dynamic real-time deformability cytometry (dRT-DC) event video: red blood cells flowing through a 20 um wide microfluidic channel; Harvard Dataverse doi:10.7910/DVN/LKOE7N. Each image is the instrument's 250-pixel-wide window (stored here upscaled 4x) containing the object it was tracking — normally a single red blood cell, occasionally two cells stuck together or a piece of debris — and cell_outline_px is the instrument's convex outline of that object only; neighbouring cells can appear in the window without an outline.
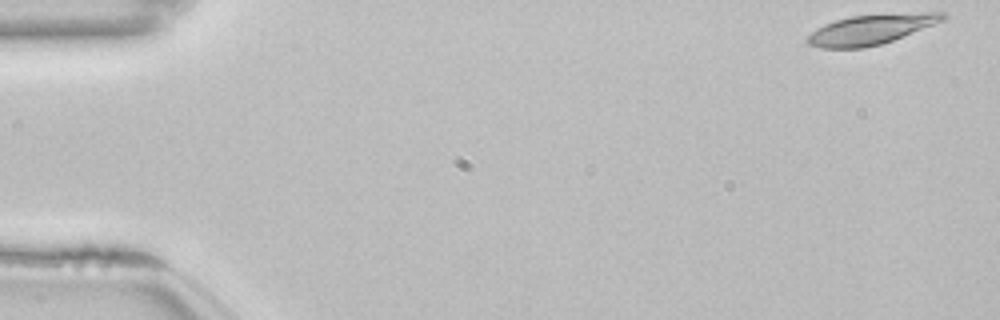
{"species": "common noctule bat (a hibernating species)", "species_latin": "Nyctalus noctula", "temperature_condition": "room temperature", "stored_images_in_passage": 52, "camera_frame_rate_fps": 3000, "um_per_image_px": 0.085, "animal": {"sex": "female", "body_mass_g": 22.7, "forearm_length_mm": 54.2}, "frame": {"image": 1, "passage_image": 1, "time_ms": 0.0, "image_size_px": [1000, 320], "cell_outline_px": [[948, 16], [944, 20], [892, 40], [880, 44], [864, 48], [820, 48], [808, 44], [804, 40], [816, 28], [824, 24], [836, 20], [852, 16], [928, 12], [944, 12]], "centroid_in_image_um": [73.99, 2.51], "position_along_channel_um": 11.0, "area_um2": 23.29}}
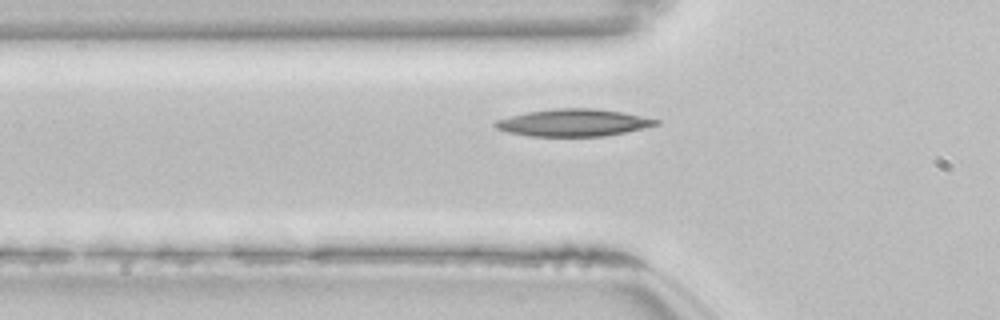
{"frame": {"image": 2, "passage_image": 17, "time_ms": 5.333, "image_size_px": [1000, 320], "cell_outline_px": [[660, 124], [644, 128], [604, 136], [532, 136], [508, 132], [496, 128], [492, 124], [500, 120], [512, 116], [528, 112], [552, 108], [592, 108], [620, 112], [660, 120]], "centroid_in_image_um": [48.76, 10.43], "position_along_channel_um": 77.0, "area_um2": 25.09}}
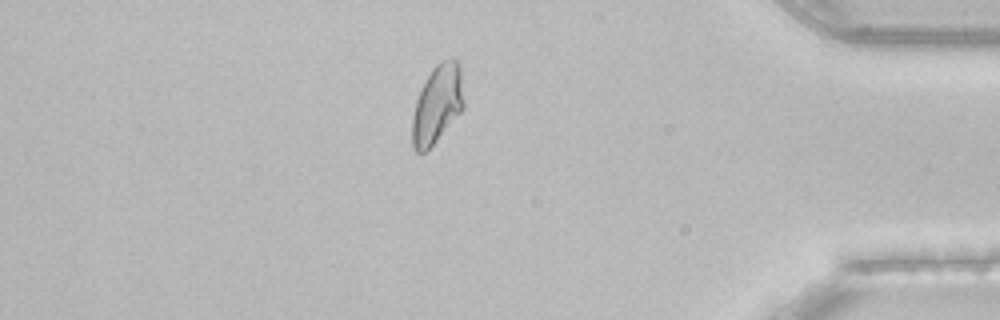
{"frame": {"image": 3, "passage_image": 45, "time_ms": 14.667, "image_size_px": [1000, 320], "cell_outline_px": [[464, 108], [436, 140], [424, 152], [416, 152], [412, 148], [412, 116], [416, 100], [420, 88], [432, 68], [440, 60], [456, 60], [460, 64], [464, 100]], "centroid_in_image_um": [37.15, 8.83], "position_along_channel_um": 398.0, "area_um2": 23.47}}